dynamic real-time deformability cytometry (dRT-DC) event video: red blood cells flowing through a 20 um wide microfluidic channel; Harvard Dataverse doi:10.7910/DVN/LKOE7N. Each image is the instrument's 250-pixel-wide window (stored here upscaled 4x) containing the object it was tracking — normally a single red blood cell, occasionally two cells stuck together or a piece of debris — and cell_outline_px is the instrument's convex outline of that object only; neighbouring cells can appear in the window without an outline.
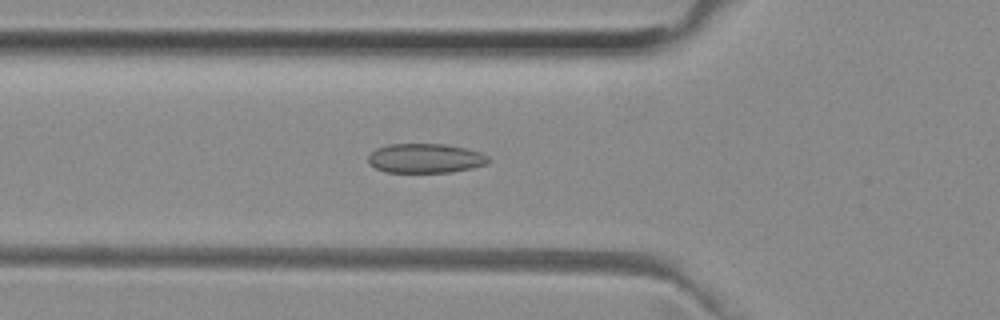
{"species": "common noctule bat (a hibernating species)", "species_latin": "Nyctalus noctula", "temperature_condition": "room temperature", "stored_images_in_passage": 42, "camera_frame_rate_fps": 3000, "um_per_image_px": 0.085, "animal": {"sex": "female", "body_mass_g": 29.2, "forearm_length_mm": 56.3}, "frame": {"image": 1, "passage_image": 8, "time_ms": 2.333, "image_size_px": [1000, 320], "cell_outline_px": [[492, 160], [488, 164], [472, 168], [452, 172], [384, 172], [368, 164], [368, 156], [376, 148], [388, 144], [444, 144], [464, 148], [480, 152], [488, 156]], "centroid_in_image_um": [36.16, 13.46], "position_along_channel_um": 89.6, "area_um2": 20.75}}
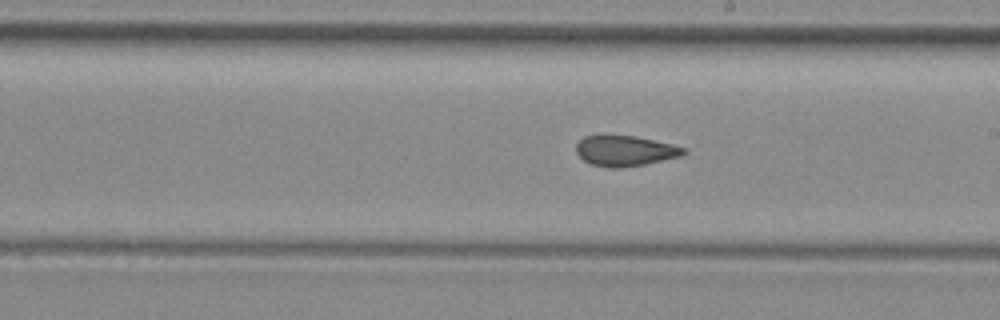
{"frame": {"image": 2, "passage_image": 19, "time_ms": 6.0, "image_size_px": [1000, 320], "cell_outline_px": [[688, 152], [680, 156], [644, 164], [620, 168], [608, 168], [592, 164], [584, 160], [576, 152], [576, 144], [584, 136], [636, 136], [672, 144], [688, 148]], "centroid_in_image_um": [53.16, 12.82], "position_along_channel_um": 235.8, "area_um2": 18.96}}
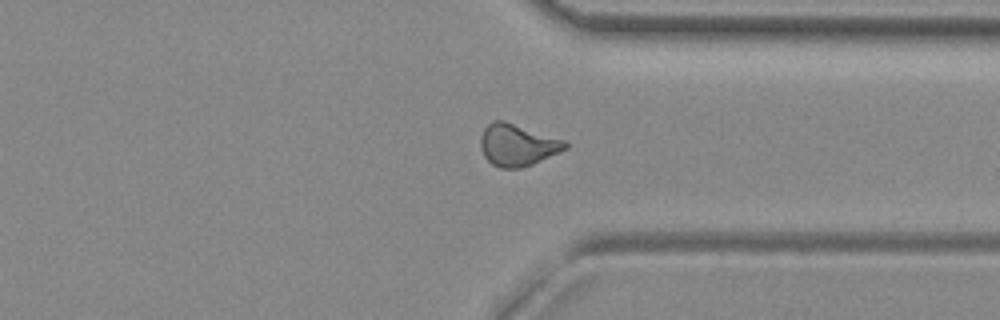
{"frame": {"image": 3, "passage_image": 29, "time_ms": 9.333, "image_size_px": [1000, 320], "cell_outline_px": [[568, 148], [532, 164], [520, 168], [500, 168], [492, 164], [484, 156], [480, 148], [480, 136], [484, 128], [492, 120], [504, 120], [564, 140], [568, 144]], "centroid_in_image_um": [43.94, 12.31], "position_along_channel_um": 367.5, "area_um2": 20.63}, "authors_computed_cell_mechanics": {"area_um2": 19.7676, "velocity_mm_per_s": 3.9777, "shape_relaxation_time_tau1_ms": null, "shape_relaxation_time_tau2_ms": 2.1727, "deformation_change_tau1": null, "deformation_change_tau2": 0.0861}}